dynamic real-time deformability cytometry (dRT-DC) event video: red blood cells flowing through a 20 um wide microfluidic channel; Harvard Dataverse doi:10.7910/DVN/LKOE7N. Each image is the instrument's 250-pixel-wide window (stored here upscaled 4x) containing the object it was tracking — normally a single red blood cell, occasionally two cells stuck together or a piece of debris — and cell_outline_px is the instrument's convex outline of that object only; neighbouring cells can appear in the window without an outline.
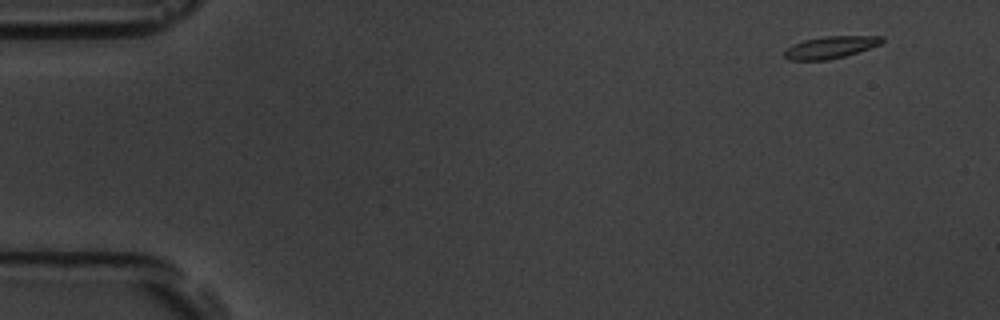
{"species": "common noctule bat (a hibernating species)", "species_latin": "Nyctalus noctula", "temperature_condition": "room temperature", "stored_images_in_passage": 5, "camera_frame_rate_fps": 3000, "um_per_image_px": 0.085, "animal": {"sex": "male", "body_mass_g": 19.5, "forearm_length_mm": 54.6}, "frame": {"image": 1, "passage_image": 1, "time_ms": 0.0, "image_size_px": [1000, 320], "cell_outline_px": [[884, 40], [880, 44], [844, 56], [828, 60], [788, 60], [784, 56], [784, 52], [792, 44], [804, 40], [824, 36], [884, 36]], "centroid_in_image_um": [70.57, 4.01], "position_along_channel_um": 14.4, "area_um2": 12.43}}